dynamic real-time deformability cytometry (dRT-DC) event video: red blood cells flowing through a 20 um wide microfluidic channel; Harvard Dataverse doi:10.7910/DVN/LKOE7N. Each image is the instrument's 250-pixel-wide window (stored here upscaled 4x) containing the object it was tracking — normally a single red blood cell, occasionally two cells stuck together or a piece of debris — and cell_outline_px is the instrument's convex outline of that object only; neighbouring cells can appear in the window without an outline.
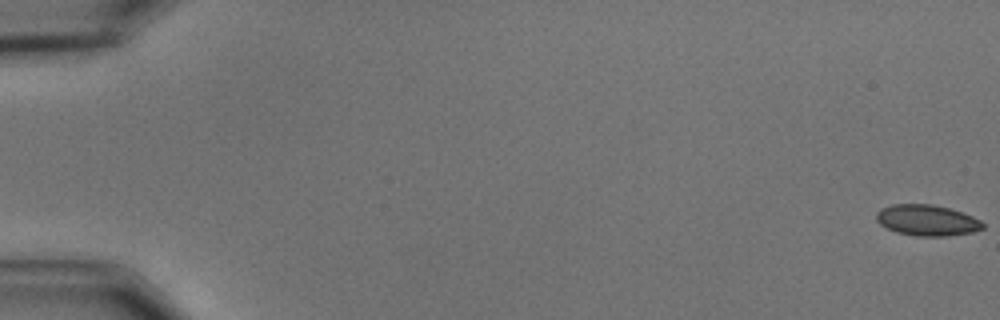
{"species": "common noctule bat (a hibernating species)", "species_latin": "Nyctalus noctula", "temperature_condition": "cold", "stored_images_in_passage": 58, "camera_frame_rate_fps": 3000, "um_per_image_px": 0.085, "animal": {"sex": "male", "body_mass_g": 15.6}, "frame": {"image": 1, "passage_image": 1, "time_ms": 0.0, "image_size_px": [1000, 320], "cell_outline_px": [[984, 228], [972, 232], [948, 236], [916, 236], [896, 232], [880, 224], [876, 220], [876, 212], [880, 208], [892, 204], [932, 204], [948, 208], [972, 216], [980, 220], [984, 224]], "centroid_in_image_um": [78.77, 18.72], "position_along_channel_um": 6.2, "area_um2": 19.19}}
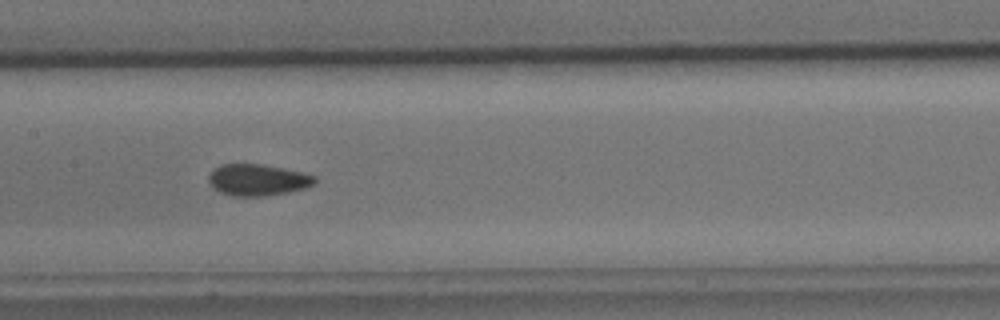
{"frame": {"image": 2, "passage_image": 30, "time_ms": 9.667, "image_size_px": [1000, 320], "cell_outline_px": [[316, 184], [304, 188], [288, 192], [264, 196], [232, 196], [220, 192], [212, 188], [208, 180], [208, 176], [212, 168], [220, 164], [264, 164], [284, 168], [316, 176]], "centroid_in_image_um": [21.87, 15.28], "position_along_channel_um": 185.5, "area_um2": 19.71}}
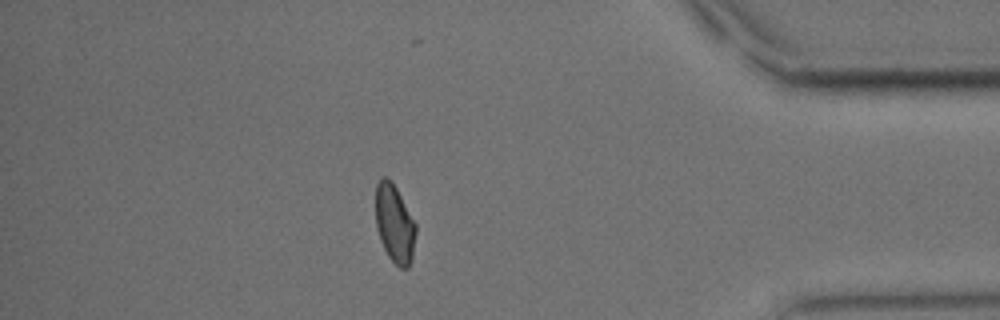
{"frame": {"image": 3, "passage_image": 51, "time_ms": 16.667, "image_size_px": [1000, 320], "cell_outline_px": [[416, 232], [412, 260], [408, 268], [400, 268], [388, 256], [380, 240], [376, 228], [376, 184], [384, 176], [392, 180], [416, 224]], "centroid_in_image_um": [33.54, 19.02], "position_along_channel_um": 401.7, "area_um2": 18.32}, "authors_computed_cell_mechanics": {"area_um2": 19.1896, "velocity_mm_per_s": 3.5605, "shape_relaxation_time_tau1_ms": 5.4001, "shape_relaxation_time_tau2_ms": 1.468, "deformation_change_tau1": 0.1061, "deformation_change_tau2": 0.0471}}